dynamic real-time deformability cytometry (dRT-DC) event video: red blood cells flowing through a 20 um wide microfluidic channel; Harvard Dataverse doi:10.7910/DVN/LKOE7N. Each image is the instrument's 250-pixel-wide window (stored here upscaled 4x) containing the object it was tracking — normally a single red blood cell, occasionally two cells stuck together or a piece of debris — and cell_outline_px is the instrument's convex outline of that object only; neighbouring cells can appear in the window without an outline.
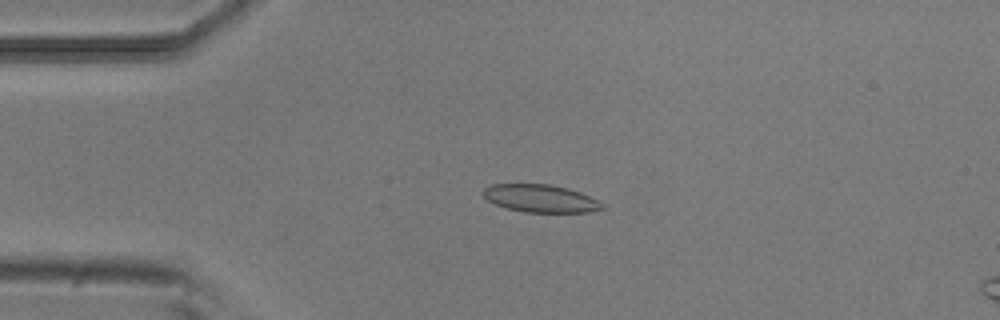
{"species": "common noctule bat (a hibernating species)", "species_latin": "Nyctalus noctula", "temperature_condition": "room temperature", "stored_images_in_passage": 35, "camera_frame_rate_fps": 3000, "um_per_image_px": 0.085, "animal": {"sex": "male", "body_mass_g": 20.5, "forearm_length_mm": 52.5}, "frame": {"image": 1, "passage_image": 12, "time_ms": 3.667, "image_size_px": [1000, 320], "cell_outline_px": [[604, 208], [588, 212], [524, 212], [508, 208], [496, 204], [488, 200], [484, 196], [484, 188], [492, 184], [548, 184], [568, 188], [580, 192], [600, 200], [604, 204]], "centroid_in_image_um": [45.99, 16.86], "position_along_channel_um": 39.0, "area_um2": 19.13}}
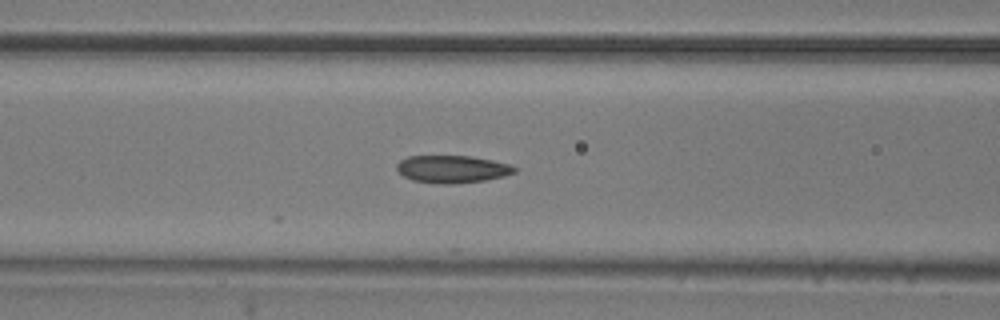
{"frame": {"image": 2, "passage_image": 21, "time_ms": 6.667, "image_size_px": [1000, 320], "cell_outline_px": [[516, 172], [504, 176], [484, 180], [448, 184], [444, 184], [412, 180], [404, 176], [396, 168], [396, 164], [400, 160], [408, 156], [472, 156], [512, 164], [516, 168]], "centroid_in_image_um": [38.45, 14.36], "position_along_channel_um": 128.1, "area_um2": 18.79}}
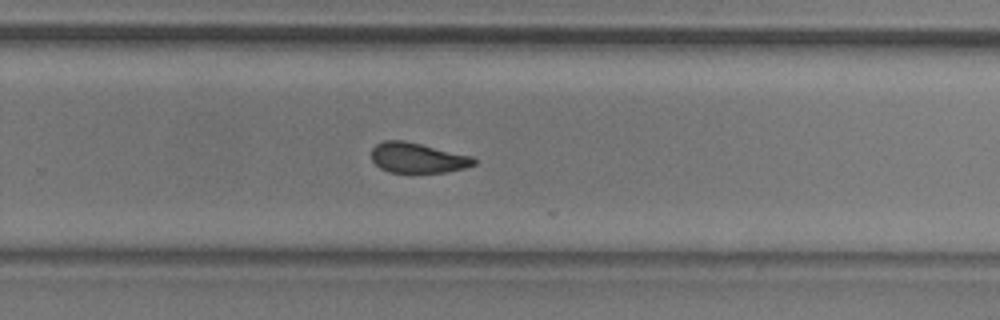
{"frame": {"image": 3, "passage_image": 34, "time_ms": 11.0, "image_size_px": [1000, 320], "cell_outline_px": [[476, 164], [464, 168], [444, 172], [388, 172], [380, 168], [372, 160], [372, 148], [376, 144], [384, 140], [404, 140], [472, 156], [476, 160]], "centroid_in_image_um": [35.48, 13.41], "position_along_channel_um": 294.3, "area_um2": 17.92}}